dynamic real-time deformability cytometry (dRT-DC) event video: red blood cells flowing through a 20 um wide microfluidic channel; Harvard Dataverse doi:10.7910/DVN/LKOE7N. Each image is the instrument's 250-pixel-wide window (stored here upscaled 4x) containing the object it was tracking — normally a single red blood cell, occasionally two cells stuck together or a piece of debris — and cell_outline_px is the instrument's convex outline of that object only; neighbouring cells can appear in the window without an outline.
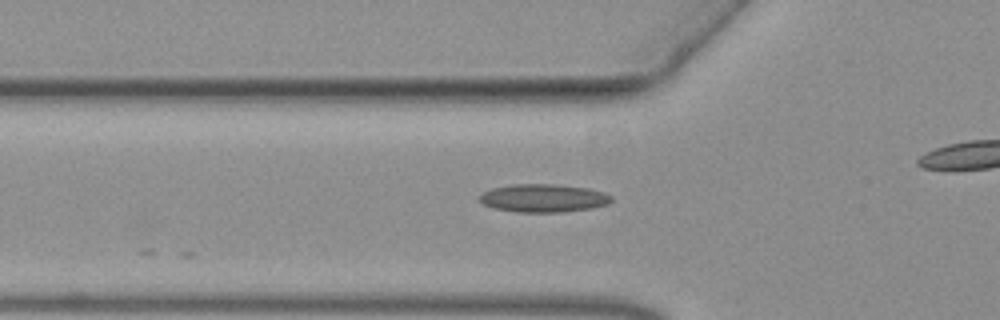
{"species": "common noctule bat (a hibernating species)", "species_latin": "Nyctalus noctula", "temperature_condition": "warm", "stored_images_in_passage": 11, "camera_frame_rate_fps": 3000, "um_per_image_px": 0.085, "animal": {"sex": "female", "body_mass_g": 19.3, "forearm_length_mm": 54.1}, "frame": {"image": 1, "passage_image": 4, "time_ms": 1.0, "image_size_px": [1000, 320], "cell_outline_px": [[612, 200], [608, 204], [592, 208], [564, 212], [516, 212], [492, 208], [484, 204], [480, 200], [480, 196], [484, 192], [492, 188], [512, 184], [556, 184], [588, 188], [604, 192], [612, 196]], "centroid_in_image_um": [46.21, 16.84], "position_along_channel_um": 79.6, "area_um2": 21.68}}
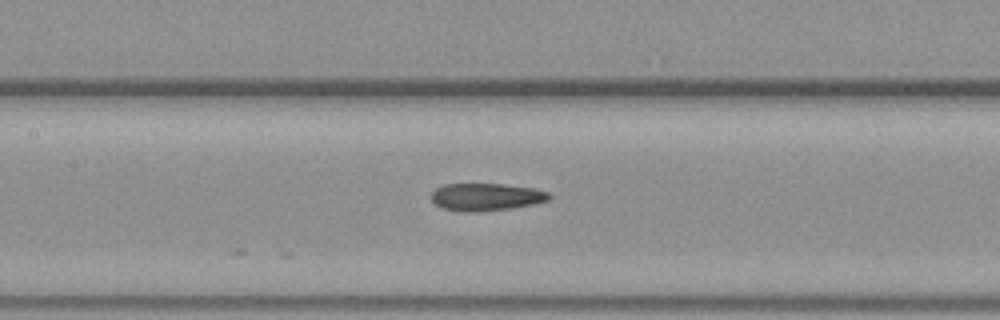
{"frame": {"image": 2, "passage_image": 11, "time_ms": 3.333, "image_size_px": [1000, 320], "cell_outline_px": [[552, 196], [548, 200], [536, 204], [512, 208], [480, 212], [460, 212], [440, 208], [432, 200], [432, 192], [436, 188], [444, 184], [504, 184], [536, 188], [548, 192]], "centroid_in_image_um": [41.34, 16.75], "position_along_channel_um": 166.1, "area_um2": 19.19}}